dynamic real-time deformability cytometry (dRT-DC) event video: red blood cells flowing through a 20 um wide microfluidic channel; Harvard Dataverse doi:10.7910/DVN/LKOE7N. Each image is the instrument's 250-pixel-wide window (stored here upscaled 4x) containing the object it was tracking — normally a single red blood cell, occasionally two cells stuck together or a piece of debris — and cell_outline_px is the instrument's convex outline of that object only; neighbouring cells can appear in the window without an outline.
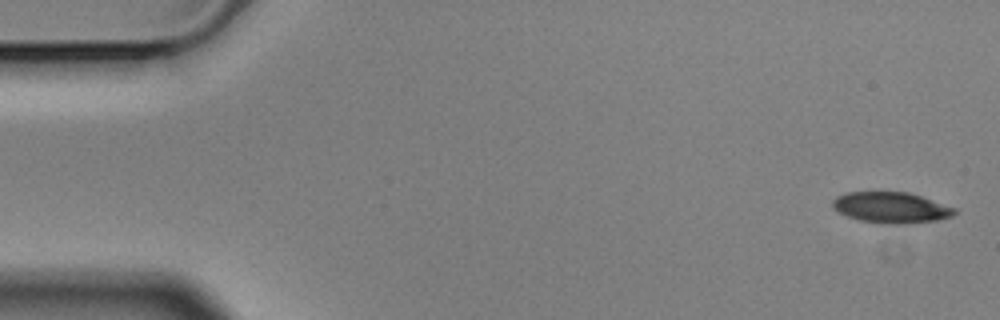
{"species": "Egyptian fruit bat (a non-hibernating species)", "species_latin": "Rousettus aegyptiacus", "temperature_condition": "cold", "stored_images_in_passage": 5, "camera_frame_rate_fps": 3000, "um_per_image_px": 0.085, "animal": {"sex": "male"}, "frame": {"image": 1, "passage_image": 1, "time_ms": 0.0, "image_size_px": [1000, 320], "cell_outline_px": [[956, 212], [952, 216], [936, 220], [908, 224], [880, 224], [860, 220], [836, 212], [832, 208], [832, 200], [836, 196], [844, 192], [908, 192], [956, 208]], "centroid_in_image_um": [75.69, 17.65], "position_along_channel_um": 9.3, "area_um2": 22.14}}
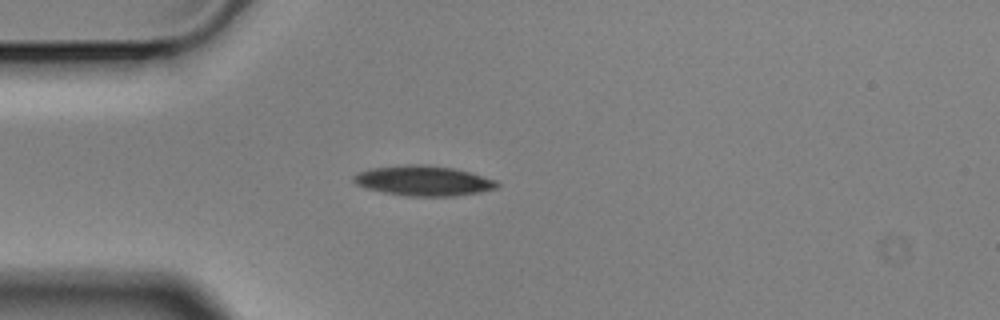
{"frame": {"image": 2, "passage_image": 4, "time_ms": 1.0, "image_size_px": [1000, 320], "cell_outline_px": [[500, 184], [496, 188], [480, 192], [452, 196], [408, 196], [384, 192], [368, 188], [356, 184], [352, 180], [352, 176], [356, 172], [372, 168], [404, 164], [424, 164], [456, 168], [496, 180]], "centroid_in_image_um": [35.98, 15.35], "position_along_channel_um": 49.0, "area_um2": 25.2}}